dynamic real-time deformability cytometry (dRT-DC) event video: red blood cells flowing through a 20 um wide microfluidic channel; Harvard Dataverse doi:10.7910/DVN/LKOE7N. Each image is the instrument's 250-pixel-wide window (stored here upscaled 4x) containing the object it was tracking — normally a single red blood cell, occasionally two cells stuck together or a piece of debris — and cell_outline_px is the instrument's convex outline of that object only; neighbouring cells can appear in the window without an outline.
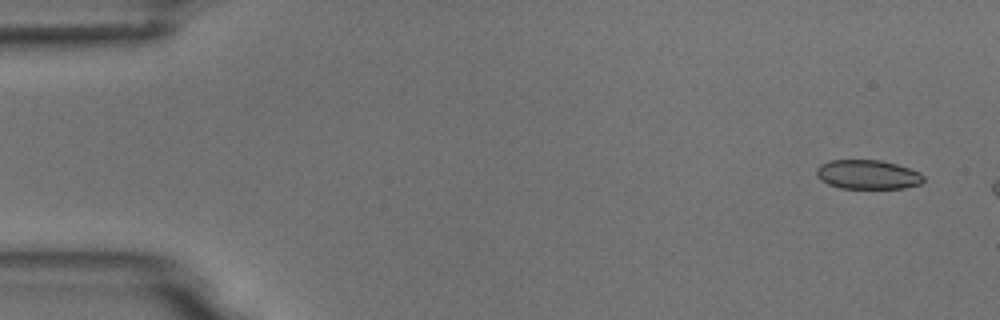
{"species": "common noctule bat (a hibernating species)", "species_latin": "Nyctalus noctula", "temperature_condition": "room temperature", "stored_images_in_passage": 3, "camera_frame_rate_fps": 3000, "um_per_image_px": 0.085, "animal": {"sex": "male", "body_mass_g": 18.8}, "frame": {"image": 1, "passage_image": 1, "time_ms": 0.0, "image_size_px": [1000, 320], "cell_outline_px": [[924, 180], [920, 184], [904, 188], [840, 188], [828, 184], [820, 180], [816, 176], [816, 168], [820, 164], [828, 160], [880, 160], [896, 164], [920, 172], [924, 176]], "centroid_in_image_um": [73.73, 14.83], "position_along_channel_um": 11.3, "area_um2": 18.32}}